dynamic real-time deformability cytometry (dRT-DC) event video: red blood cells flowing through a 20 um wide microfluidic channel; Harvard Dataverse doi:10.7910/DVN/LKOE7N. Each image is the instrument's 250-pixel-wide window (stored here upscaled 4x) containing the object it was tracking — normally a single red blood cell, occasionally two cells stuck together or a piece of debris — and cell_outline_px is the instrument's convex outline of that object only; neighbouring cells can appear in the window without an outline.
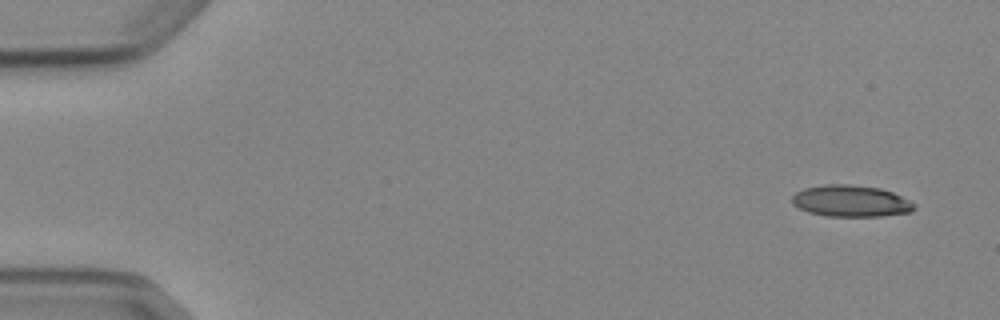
{"species": "Egyptian fruit bat (a non-hibernating species)", "species_latin": "Rousettus aegyptiacus", "temperature_condition": "cold", "stored_images_in_passage": 4, "camera_frame_rate_fps": 3000, "um_per_image_px": 0.085, "animal": {"sex": "female"}, "frame": {"image": 1, "passage_image": 1, "time_ms": 0.0, "image_size_px": [1000, 320], "cell_outline_px": [[916, 208], [912, 212], [880, 216], [828, 216], [808, 212], [792, 204], [792, 196], [796, 192], [804, 188], [824, 184], [848, 184], [880, 188], [892, 192], [916, 204]], "centroid_in_image_um": [72.32, 17.08], "position_along_channel_um": 12.7, "area_um2": 22.48}}
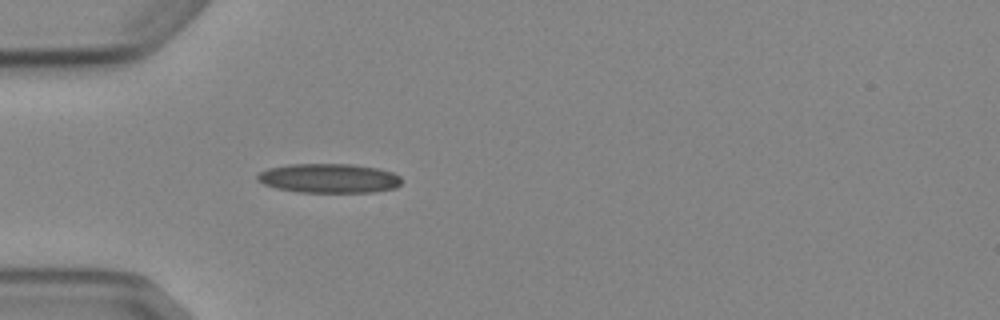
{"frame": {"image": 2, "passage_image": 4, "time_ms": 4.333, "image_size_px": [1000, 320], "cell_outline_px": [[400, 184], [396, 188], [372, 192], [296, 192], [276, 188], [264, 184], [256, 180], [256, 176], [260, 172], [268, 168], [292, 164], [352, 164], [376, 168], [392, 172], [400, 176]], "centroid_in_image_um": [27.94, 15.15], "position_along_channel_um": 57.1, "area_um2": 24.62}}